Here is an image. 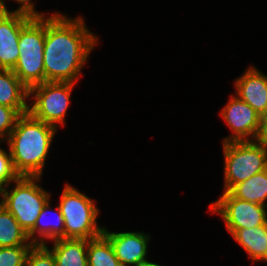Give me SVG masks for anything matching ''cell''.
<instances>
[{
  "label": "cell",
  "instance_id": "cell-5",
  "mask_svg": "<svg viewBox=\"0 0 267 266\" xmlns=\"http://www.w3.org/2000/svg\"><path fill=\"white\" fill-rule=\"evenodd\" d=\"M64 219V238H97L103 228L97 225L99 210L85 194L67 184L62 192L58 206Z\"/></svg>",
  "mask_w": 267,
  "mask_h": 266
},
{
  "label": "cell",
  "instance_id": "cell-22",
  "mask_svg": "<svg viewBox=\"0 0 267 266\" xmlns=\"http://www.w3.org/2000/svg\"><path fill=\"white\" fill-rule=\"evenodd\" d=\"M19 177L20 175L15 171L13 166L10 149L9 153H7L4 149L0 148V186H9V184L15 182Z\"/></svg>",
  "mask_w": 267,
  "mask_h": 266
},
{
  "label": "cell",
  "instance_id": "cell-10",
  "mask_svg": "<svg viewBox=\"0 0 267 266\" xmlns=\"http://www.w3.org/2000/svg\"><path fill=\"white\" fill-rule=\"evenodd\" d=\"M33 17L18 12L0 11V69L13 70L19 58L21 29Z\"/></svg>",
  "mask_w": 267,
  "mask_h": 266
},
{
  "label": "cell",
  "instance_id": "cell-21",
  "mask_svg": "<svg viewBox=\"0 0 267 266\" xmlns=\"http://www.w3.org/2000/svg\"><path fill=\"white\" fill-rule=\"evenodd\" d=\"M25 266H56V262L47 245L34 244L27 254Z\"/></svg>",
  "mask_w": 267,
  "mask_h": 266
},
{
  "label": "cell",
  "instance_id": "cell-15",
  "mask_svg": "<svg viewBox=\"0 0 267 266\" xmlns=\"http://www.w3.org/2000/svg\"><path fill=\"white\" fill-rule=\"evenodd\" d=\"M53 242L50 251L56 266H88L86 239L59 238Z\"/></svg>",
  "mask_w": 267,
  "mask_h": 266
},
{
  "label": "cell",
  "instance_id": "cell-16",
  "mask_svg": "<svg viewBox=\"0 0 267 266\" xmlns=\"http://www.w3.org/2000/svg\"><path fill=\"white\" fill-rule=\"evenodd\" d=\"M228 192L240 200L267 206V169L234 185Z\"/></svg>",
  "mask_w": 267,
  "mask_h": 266
},
{
  "label": "cell",
  "instance_id": "cell-12",
  "mask_svg": "<svg viewBox=\"0 0 267 266\" xmlns=\"http://www.w3.org/2000/svg\"><path fill=\"white\" fill-rule=\"evenodd\" d=\"M236 96L261 116L267 114V76L250 67L235 81Z\"/></svg>",
  "mask_w": 267,
  "mask_h": 266
},
{
  "label": "cell",
  "instance_id": "cell-6",
  "mask_svg": "<svg viewBox=\"0 0 267 266\" xmlns=\"http://www.w3.org/2000/svg\"><path fill=\"white\" fill-rule=\"evenodd\" d=\"M223 151L225 192L267 169V152L255 140L223 143Z\"/></svg>",
  "mask_w": 267,
  "mask_h": 266
},
{
  "label": "cell",
  "instance_id": "cell-7",
  "mask_svg": "<svg viewBox=\"0 0 267 266\" xmlns=\"http://www.w3.org/2000/svg\"><path fill=\"white\" fill-rule=\"evenodd\" d=\"M75 83L46 81L29 89V96L34 94L35 102L28 106V112L36 119L57 128L64 123L69 107L72 88Z\"/></svg>",
  "mask_w": 267,
  "mask_h": 266
},
{
  "label": "cell",
  "instance_id": "cell-17",
  "mask_svg": "<svg viewBox=\"0 0 267 266\" xmlns=\"http://www.w3.org/2000/svg\"><path fill=\"white\" fill-rule=\"evenodd\" d=\"M28 241V234L14 216L0 203V247L34 245Z\"/></svg>",
  "mask_w": 267,
  "mask_h": 266
},
{
  "label": "cell",
  "instance_id": "cell-9",
  "mask_svg": "<svg viewBox=\"0 0 267 266\" xmlns=\"http://www.w3.org/2000/svg\"><path fill=\"white\" fill-rule=\"evenodd\" d=\"M221 116L233 131L232 136L225 138L223 143L256 140L260 129L261 115L248 103L233 95L222 109Z\"/></svg>",
  "mask_w": 267,
  "mask_h": 266
},
{
  "label": "cell",
  "instance_id": "cell-4",
  "mask_svg": "<svg viewBox=\"0 0 267 266\" xmlns=\"http://www.w3.org/2000/svg\"><path fill=\"white\" fill-rule=\"evenodd\" d=\"M40 179L41 177L20 176L10 191L7 190V185L1 188L0 203L27 234L34 228L43 207L50 200L49 193L36 183Z\"/></svg>",
  "mask_w": 267,
  "mask_h": 266
},
{
  "label": "cell",
  "instance_id": "cell-14",
  "mask_svg": "<svg viewBox=\"0 0 267 266\" xmlns=\"http://www.w3.org/2000/svg\"><path fill=\"white\" fill-rule=\"evenodd\" d=\"M253 261L267 262V223L243 229H227Z\"/></svg>",
  "mask_w": 267,
  "mask_h": 266
},
{
  "label": "cell",
  "instance_id": "cell-8",
  "mask_svg": "<svg viewBox=\"0 0 267 266\" xmlns=\"http://www.w3.org/2000/svg\"><path fill=\"white\" fill-rule=\"evenodd\" d=\"M265 205L240 200L229 192L210 204V210L219 213L227 229H243L261 226L267 223Z\"/></svg>",
  "mask_w": 267,
  "mask_h": 266
},
{
  "label": "cell",
  "instance_id": "cell-11",
  "mask_svg": "<svg viewBox=\"0 0 267 266\" xmlns=\"http://www.w3.org/2000/svg\"><path fill=\"white\" fill-rule=\"evenodd\" d=\"M103 235L110 241L121 266H138L146 261L149 235L137 232H109L103 229Z\"/></svg>",
  "mask_w": 267,
  "mask_h": 266
},
{
  "label": "cell",
  "instance_id": "cell-25",
  "mask_svg": "<svg viewBox=\"0 0 267 266\" xmlns=\"http://www.w3.org/2000/svg\"><path fill=\"white\" fill-rule=\"evenodd\" d=\"M255 141L267 152V114L261 116L260 129Z\"/></svg>",
  "mask_w": 267,
  "mask_h": 266
},
{
  "label": "cell",
  "instance_id": "cell-13",
  "mask_svg": "<svg viewBox=\"0 0 267 266\" xmlns=\"http://www.w3.org/2000/svg\"><path fill=\"white\" fill-rule=\"evenodd\" d=\"M29 89L12 70L0 69V105L15 109L20 115L28 112Z\"/></svg>",
  "mask_w": 267,
  "mask_h": 266
},
{
  "label": "cell",
  "instance_id": "cell-3",
  "mask_svg": "<svg viewBox=\"0 0 267 266\" xmlns=\"http://www.w3.org/2000/svg\"><path fill=\"white\" fill-rule=\"evenodd\" d=\"M45 44V17H33L19 36V58L14 74L28 88L45 82L43 51Z\"/></svg>",
  "mask_w": 267,
  "mask_h": 266
},
{
  "label": "cell",
  "instance_id": "cell-20",
  "mask_svg": "<svg viewBox=\"0 0 267 266\" xmlns=\"http://www.w3.org/2000/svg\"><path fill=\"white\" fill-rule=\"evenodd\" d=\"M32 246L0 247V266H25Z\"/></svg>",
  "mask_w": 267,
  "mask_h": 266
},
{
  "label": "cell",
  "instance_id": "cell-26",
  "mask_svg": "<svg viewBox=\"0 0 267 266\" xmlns=\"http://www.w3.org/2000/svg\"><path fill=\"white\" fill-rule=\"evenodd\" d=\"M138 266H161L159 264H155V263H152L150 261H143L142 263H140Z\"/></svg>",
  "mask_w": 267,
  "mask_h": 266
},
{
  "label": "cell",
  "instance_id": "cell-23",
  "mask_svg": "<svg viewBox=\"0 0 267 266\" xmlns=\"http://www.w3.org/2000/svg\"><path fill=\"white\" fill-rule=\"evenodd\" d=\"M19 116L20 114L15 109L0 105V141L4 137H9Z\"/></svg>",
  "mask_w": 267,
  "mask_h": 266
},
{
  "label": "cell",
  "instance_id": "cell-2",
  "mask_svg": "<svg viewBox=\"0 0 267 266\" xmlns=\"http://www.w3.org/2000/svg\"><path fill=\"white\" fill-rule=\"evenodd\" d=\"M57 128L34 118L29 112L18 117L7 137L15 171L20 176L41 177Z\"/></svg>",
  "mask_w": 267,
  "mask_h": 266
},
{
  "label": "cell",
  "instance_id": "cell-1",
  "mask_svg": "<svg viewBox=\"0 0 267 266\" xmlns=\"http://www.w3.org/2000/svg\"><path fill=\"white\" fill-rule=\"evenodd\" d=\"M57 13L45 18V82L76 83L98 38L86 28L81 17L69 19Z\"/></svg>",
  "mask_w": 267,
  "mask_h": 266
},
{
  "label": "cell",
  "instance_id": "cell-19",
  "mask_svg": "<svg viewBox=\"0 0 267 266\" xmlns=\"http://www.w3.org/2000/svg\"><path fill=\"white\" fill-rule=\"evenodd\" d=\"M88 266H121L110 241L102 234L87 240Z\"/></svg>",
  "mask_w": 267,
  "mask_h": 266
},
{
  "label": "cell",
  "instance_id": "cell-24",
  "mask_svg": "<svg viewBox=\"0 0 267 266\" xmlns=\"http://www.w3.org/2000/svg\"><path fill=\"white\" fill-rule=\"evenodd\" d=\"M18 3H21L22 5L19 6V8L15 11H9L7 10L5 3L3 0H0V11L3 12H18L22 14H26L31 17H45L44 14H39L36 10H34V4L32 3V0H15Z\"/></svg>",
  "mask_w": 267,
  "mask_h": 266
},
{
  "label": "cell",
  "instance_id": "cell-18",
  "mask_svg": "<svg viewBox=\"0 0 267 266\" xmlns=\"http://www.w3.org/2000/svg\"><path fill=\"white\" fill-rule=\"evenodd\" d=\"M50 201L46 203V205L43 207L40 215L37 218L36 224L34 228L28 233L29 240L33 244H45L44 239H50V240H55L59 238H64V219L62 216V213L60 211V208L57 206V210L53 213L56 215V224H44L43 219H45V216L47 215L48 212H52L50 210ZM43 222V223H42ZM48 223V222H47ZM35 234L39 235V239L35 236ZM45 237V238H44ZM41 239V240H40ZM40 240V241H39ZM39 241V242H38Z\"/></svg>",
  "mask_w": 267,
  "mask_h": 266
}]
</instances>
